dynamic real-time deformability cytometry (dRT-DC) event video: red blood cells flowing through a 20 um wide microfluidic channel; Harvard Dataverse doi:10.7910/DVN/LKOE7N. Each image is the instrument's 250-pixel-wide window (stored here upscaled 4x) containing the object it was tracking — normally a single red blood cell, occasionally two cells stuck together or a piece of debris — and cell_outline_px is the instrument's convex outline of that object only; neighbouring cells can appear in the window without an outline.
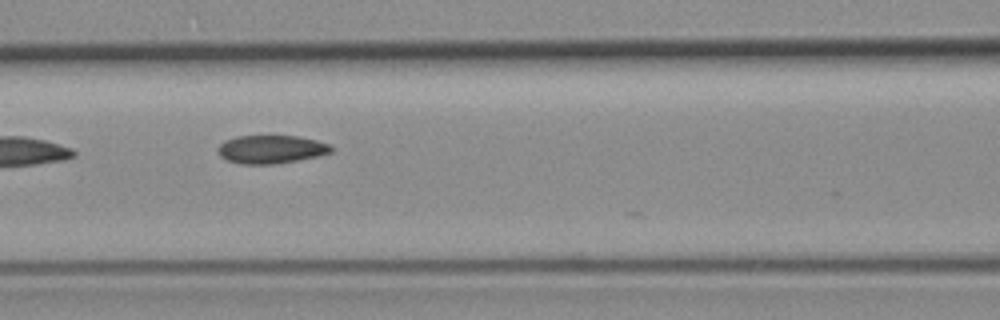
{"species": "common noctule bat (a hibernating species)", "species_latin": "Nyctalus noctula", "temperature_condition": "room temperature", "stored_images_in_passage": 6, "camera_frame_rate_fps": 3000, "um_per_image_px": 0.085, "animal": {"sex": "female", "body_mass_g": 19.3, "forearm_length_mm": 54.1}, "frame": {"image": 1, "passage_image": 5, "time_ms": 1.333, "image_size_px": [1000, 320], "cell_outline_px": [[332, 152], [320, 156], [276, 164], [240, 164], [228, 160], [220, 156], [216, 152], [220, 144], [224, 140], [236, 136], [296, 136], [316, 140], [328, 144], [332, 148]], "centroid_in_image_um": [23.02, 12.7], "position_along_channel_um": 143.6, "area_um2": 18.73}}